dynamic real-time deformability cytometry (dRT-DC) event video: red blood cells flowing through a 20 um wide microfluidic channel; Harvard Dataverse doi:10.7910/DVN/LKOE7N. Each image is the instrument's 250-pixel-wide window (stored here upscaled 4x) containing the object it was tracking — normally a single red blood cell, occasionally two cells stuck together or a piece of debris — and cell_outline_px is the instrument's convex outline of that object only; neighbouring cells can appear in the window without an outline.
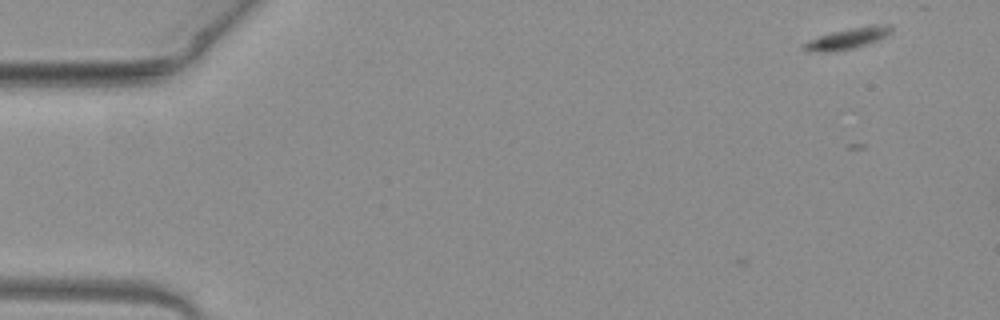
{"species": "common noctule bat (a hibernating species)", "species_latin": "Nyctalus noctula", "temperature_condition": "warm", "stored_images_in_passage": 10, "camera_frame_rate_fps": 3000, "um_per_image_px": 0.085, "animal": {"sex": "female", "body_mass_g": 19.3, "forearm_length_mm": 54.1}, "frame": {"image": 1, "passage_image": 1, "time_ms": 0.0, "image_size_px": [1000, 320], "cell_outline_px": [[892, 32], [876, 40], [852, 48], [820, 52], [808, 52], [804, 48], [804, 44], [820, 36], [832, 32], [872, 24], [888, 24], [892, 28]], "centroid_in_image_um": [72.09, 3.24], "position_along_channel_um": 12.9, "area_um2": 10.12}}